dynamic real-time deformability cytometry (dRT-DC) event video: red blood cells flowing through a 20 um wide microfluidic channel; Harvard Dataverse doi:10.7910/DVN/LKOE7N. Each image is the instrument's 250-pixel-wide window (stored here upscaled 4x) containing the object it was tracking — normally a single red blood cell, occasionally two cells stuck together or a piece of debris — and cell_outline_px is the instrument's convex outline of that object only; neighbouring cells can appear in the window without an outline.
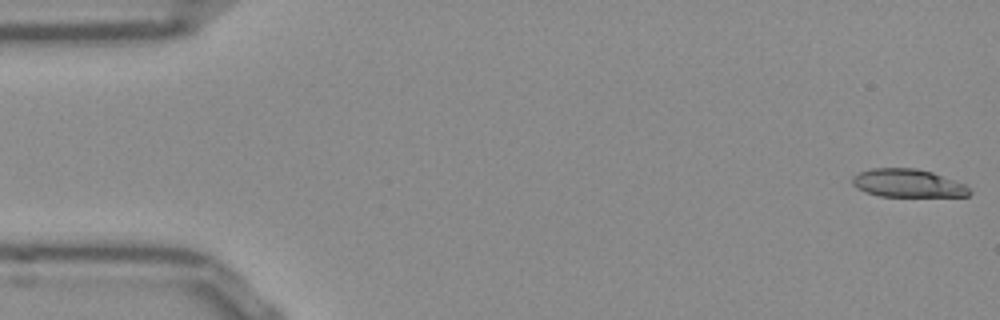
{"species": "Egyptian fruit bat (a non-hibernating species)", "species_latin": "Rousettus aegyptiacus", "temperature_condition": "room temperature", "stored_images_in_passage": 11, "camera_frame_rate_fps": 3000, "um_per_image_px": 0.085, "frame": {"image": 1, "passage_image": 1, "time_ms": 0.0, "image_size_px": [1000, 320], "cell_outline_px": [[972, 192], [968, 196], [880, 196], [864, 192], [856, 188], [852, 184], [852, 176], [860, 172], [872, 168], [916, 168], [932, 172], [964, 184]], "centroid_in_image_um": [77.12, 15.57], "position_along_channel_um": 7.9, "area_um2": 19.13}}